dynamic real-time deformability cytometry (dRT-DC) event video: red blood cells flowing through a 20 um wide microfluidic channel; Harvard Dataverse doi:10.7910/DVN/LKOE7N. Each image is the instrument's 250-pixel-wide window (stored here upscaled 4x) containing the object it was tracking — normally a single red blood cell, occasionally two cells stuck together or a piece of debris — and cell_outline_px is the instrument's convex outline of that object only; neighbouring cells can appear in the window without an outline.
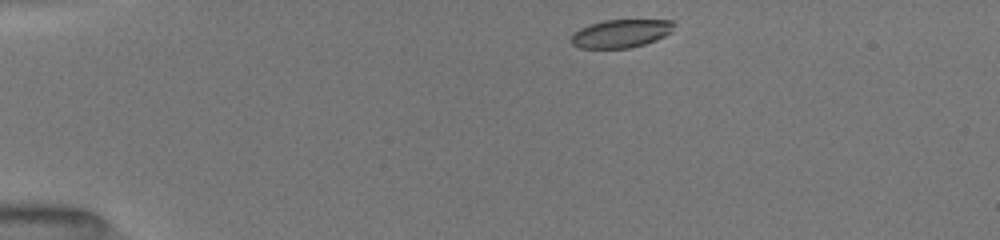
{"species": "common noctule bat (a hibernating species)", "species_latin": "Nyctalus noctula", "temperature_condition": "room temperature", "stored_images_in_passage": 42, "camera_frame_rate_fps": 3000, "um_per_image_px": 0.085, "animal": {"sex": "female", "body_mass_g": 19.5, "forearm_length_mm": 54.1}, "frame": {"image": 1, "passage_image": 1, "time_ms": 0.0, "image_size_px": [1000, 240], "cell_outline_px": [[676, 24], [672, 32], [656, 40], [644, 44], [628, 48], [580, 48], [572, 44], [568, 40], [580, 28], [604, 20], [672, 20]], "centroid_in_image_um": [52.8, 2.85], "position_along_channel_um": 32.2, "area_um2": 16.88}}
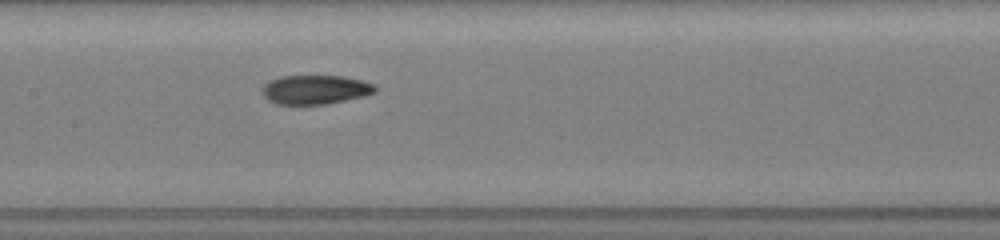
{"frame": {"image": 2, "passage_image": 17, "time_ms": 5.333, "image_size_px": [1000, 240], "cell_outline_px": [[376, 92], [364, 96], [328, 104], [276, 104], [268, 100], [264, 96], [260, 88], [264, 84], [280, 76], [344, 76], [364, 80], [376, 84]], "centroid_in_image_um": [26.82, 7.61], "position_along_channel_um": 180.6, "area_um2": 19.36}}
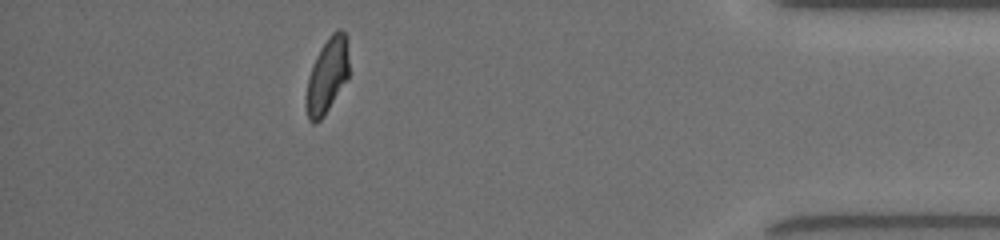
{"frame": {"image": 3, "passage_image": 37, "time_ms": 12.0, "image_size_px": [1000, 240], "cell_outline_px": [[348, 76], [324, 116], [316, 124], [312, 124], [308, 120], [304, 104], [304, 96], [308, 76], [312, 64], [320, 48], [328, 36], [336, 28], [340, 28], [344, 32], [348, 40]], "centroid_in_image_um": [27.76, 6.43], "position_along_channel_um": 407.4, "area_um2": 19.19}, "authors_computed_cell_mechanics": {"area_um2": 19.3919, "velocity_mm_per_s": 4.0224, "shape_relaxation_time_tau1_ms": 5.7078, "shape_relaxation_time_tau2_ms": 1.8166, "deformation_change_tau1": 0.1638, "deformation_change_tau2": 0.0687}}